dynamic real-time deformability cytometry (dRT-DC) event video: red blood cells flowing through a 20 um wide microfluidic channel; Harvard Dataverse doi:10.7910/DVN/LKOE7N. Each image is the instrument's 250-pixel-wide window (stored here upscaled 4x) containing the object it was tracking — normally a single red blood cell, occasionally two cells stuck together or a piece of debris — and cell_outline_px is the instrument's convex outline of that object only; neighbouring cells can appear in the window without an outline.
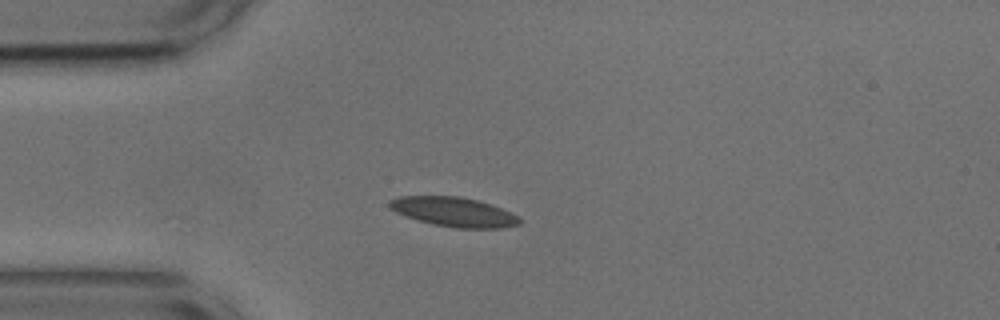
{"species": "common noctule bat (a hibernating species)", "species_latin": "Nyctalus noctula", "temperature_condition": "cold", "stored_images_in_passage": 41, "camera_frame_rate_fps": 3000, "um_per_image_px": 0.085, "animal": {"sex": "male", "body_mass_g": 17.9, "forearm_length_mm": 54.2}, "frame": {"image": 1, "passage_image": 1, "time_ms": 0.0, "image_size_px": [1000, 320], "cell_outline_px": [[520, 224], [500, 228], [456, 228], [432, 224], [396, 212], [388, 208], [388, 200], [400, 196], [460, 196], [476, 200], [500, 208], [516, 216], [520, 220]], "centroid_in_image_um": [38.52, 18.01], "position_along_channel_um": 46.5, "area_um2": 21.96}}
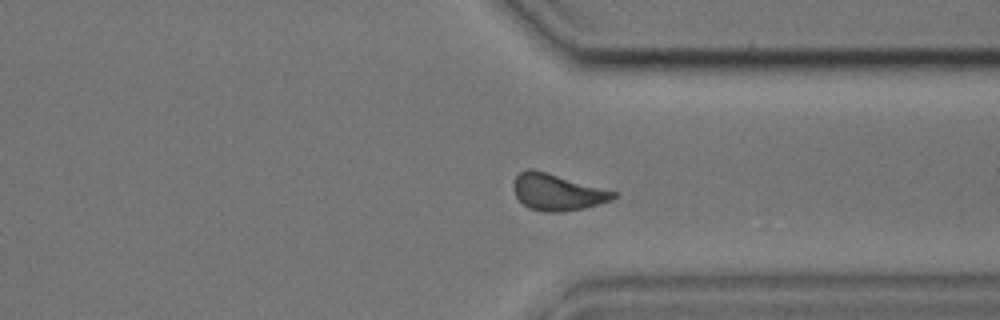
{"frame": {"image": 2, "passage_image": 28, "time_ms": 9.0, "image_size_px": [1000, 320], "cell_outline_px": [[616, 196], [612, 200], [584, 208], [564, 212], [544, 212], [528, 208], [516, 196], [512, 188], [512, 184], [516, 176], [520, 172], [528, 168], [532, 168], [616, 192]], "centroid_in_image_um": [47.32, 16.34], "position_along_channel_um": 364.1, "area_um2": 21.15}}
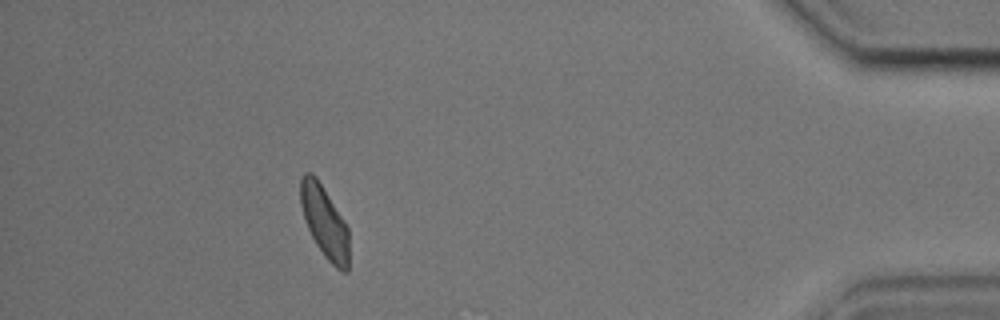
{"frame": {"image": 3, "passage_image": 36, "time_ms": 11.667, "image_size_px": [1000, 320], "cell_outline_px": [[348, 272], [344, 272], [336, 268], [324, 256], [316, 244], [308, 228], [300, 204], [300, 176], [304, 172], [312, 172], [316, 176], [344, 220], [348, 228]], "centroid_in_image_um": [27.57, 18.83], "position_along_channel_um": 407.6, "area_um2": 20.23}, "authors_computed_cell_mechanics": {"area_um2": 21.2704, "velocity_mm_per_s": 3.6731, "shape_relaxation_time_tau1_ms": 2.5632, "shape_relaxation_time_tau2_ms": 1.6409, "deformation_change_tau1": 0.0877, "deformation_change_tau2": 0.0635}}